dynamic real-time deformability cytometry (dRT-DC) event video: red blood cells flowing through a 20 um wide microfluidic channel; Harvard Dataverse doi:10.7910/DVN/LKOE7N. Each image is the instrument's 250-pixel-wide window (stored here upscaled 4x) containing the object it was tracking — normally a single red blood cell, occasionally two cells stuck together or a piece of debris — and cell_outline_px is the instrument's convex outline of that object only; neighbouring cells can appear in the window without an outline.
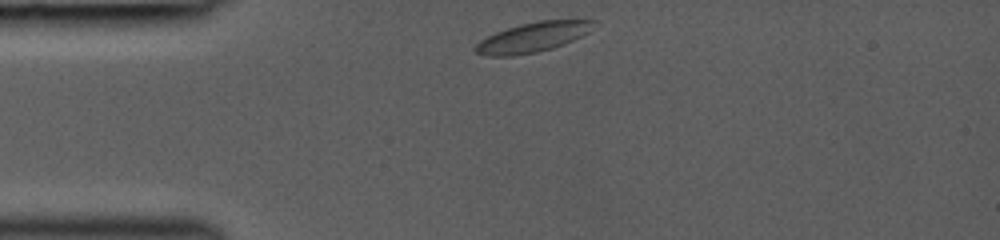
{"species": "common noctule bat (a hibernating species)", "species_latin": "Nyctalus noctula", "temperature_condition": "room temperature", "stored_images_in_passage": 34, "camera_frame_rate_fps": 3000, "um_per_image_px": 0.085, "animal": {"sex": "female", "body_mass_g": 19.0, "forearm_length_mm": 53.3}, "frame": {"image": 1, "passage_image": 1, "time_ms": 0.0, "image_size_px": [1000, 240], "cell_outline_px": [[596, 20], [588, 32], [564, 44], [552, 48], [536, 52], [512, 56], [488, 56], [476, 52], [472, 48], [480, 40], [496, 32], [520, 24], [536, 20]], "centroid_in_image_um": [45.24, 3.16], "position_along_channel_um": 39.8, "area_um2": 20.29}}
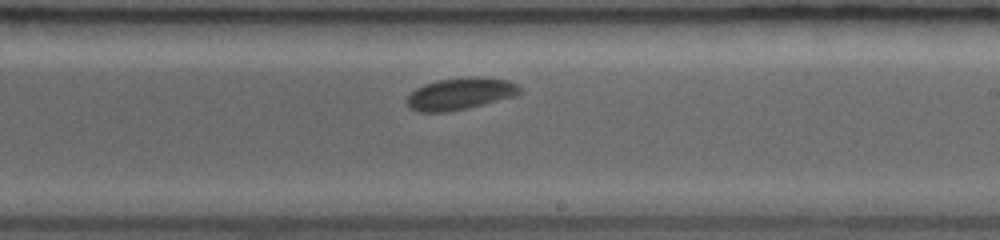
{"frame": {"image": 2, "passage_image": 21, "time_ms": 5.667, "image_size_px": [1000, 240], "cell_outline_px": [[520, 92], [516, 96], [468, 108], [448, 112], [416, 112], [408, 108], [408, 96], [416, 88], [424, 84], [436, 80], [476, 76], [480, 76], [508, 80], [516, 84], [520, 88]], "centroid_in_image_um": [39.11, 7.97], "position_along_channel_um": 249.9, "area_um2": 21.1}}
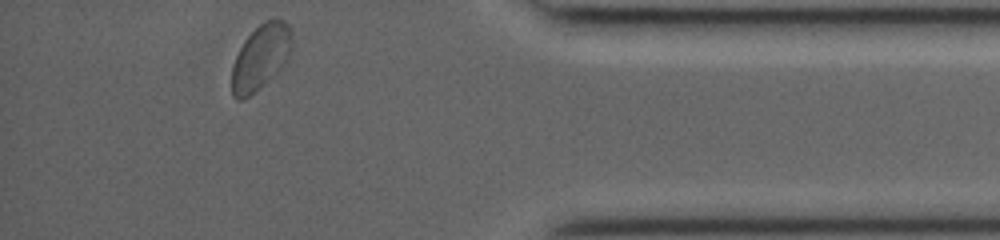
{"frame": {"image": 3, "passage_image": 34, "time_ms": 10.0, "image_size_px": [1000, 240], "cell_outline_px": [[292, 48], [288, 56], [244, 100], [236, 100], [232, 96], [232, 64], [244, 40], [260, 24], [276, 16], [284, 20], [292, 28]], "centroid_in_image_um": [22.14, 4.76], "position_along_channel_um": 413.1, "area_um2": 21.96}}